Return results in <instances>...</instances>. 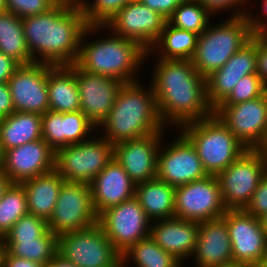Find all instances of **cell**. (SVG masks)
<instances>
[{
  "mask_svg": "<svg viewBox=\"0 0 267 267\" xmlns=\"http://www.w3.org/2000/svg\"><path fill=\"white\" fill-rule=\"evenodd\" d=\"M151 78L158 110L164 125L177 128L214 113L207 100L206 78L192 60L158 59Z\"/></svg>",
  "mask_w": 267,
  "mask_h": 267,
  "instance_id": "6da1fadb",
  "label": "cell"
},
{
  "mask_svg": "<svg viewBox=\"0 0 267 267\" xmlns=\"http://www.w3.org/2000/svg\"><path fill=\"white\" fill-rule=\"evenodd\" d=\"M22 23L34 62L54 66L76 63L88 26L78 2L63 0L48 13L23 17Z\"/></svg>",
  "mask_w": 267,
  "mask_h": 267,
  "instance_id": "7a4b0ae2",
  "label": "cell"
},
{
  "mask_svg": "<svg viewBox=\"0 0 267 267\" xmlns=\"http://www.w3.org/2000/svg\"><path fill=\"white\" fill-rule=\"evenodd\" d=\"M149 87L146 90L138 81L122 85L109 115L99 125L107 142L114 145L164 132L157 99L153 87Z\"/></svg>",
  "mask_w": 267,
  "mask_h": 267,
  "instance_id": "3957f363",
  "label": "cell"
},
{
  "mask_svg": "<svg viewBox=\"0 0 267 267\" xmlns=\"http://www.w3.org/2000/svg\"><path fill=\"white\" fill-rule=\"evenodd\" d=\"M102 28V29H101ZM105 25H88L80 41L79 56L76 65L92 74L105 75L120 80L122 83L136 82L134 75L139 66L150 54L140 43L126 39L115 33L109 37L92 40L84 44L85 37L100 29L105 30ZM136 77V78H135Z\"/></svg>",
  "mask_w": 267,
  "mask_h": 267,
  "instance_id": "277c9868",
  "label": "cell"
},
{
  "mask_svg": "<svg viewBox=\"0 0 267 267\" xmlns=\"http://www.w3.org/2000/svg\"><path fill=\"white\" fill-rule=\"evenodd\" d=\"M180 128L208 175L217 176L248 150L215 113Z\"/></svg>",
  "mask_w": 267,
  "mask_h": 267,
  "instance_id": "5b68a950",
  "label": "cell"
},
{
  "mask_svg": "<svg viewBox=\"0 0 267 267\" xmlns=\"http://www.w3.org/2000/svg\"><path fill=\"white\" fill-rule=\"evenodd\" d=\"M253 38L246 15L231 16L216 26H208L199 37L192 58L195 69L203 77L220 69L236 52Z\"/></svg>",
  "mask_w": 267,
  "mask_h": 267,
  "instance_id": "8992f818",
  "label": "cell"
},
{
  "mask_svg": "<svg viewBox=\"0 0 267 267\" xmlns=\"http://www.w3.org/2000/svg\"><path fill=\"white\" fill-rule=\"evenodd\" d=\"M57 253L77 267H122L121 253L98 223L60 235Z\"/></svg>",
  "mask_w": 267,
  "mask_h": 267,
  "instance_id": "52a82bcc",
  "label": "cell"
},
{
  "mask_svg": "<svg viewBox=\"0 0 267 267\" xmlns=\"http://www.w3.org/2000/svg\"><path fill=\"white\" fill-rule=\"evenodd\" d=\"M113 159V145L100 136L59 148L55 171L64 181L90 184Z\"/></svg>",
  "mask_w": 267,
  "mask_h": 267,
  "instance_id": "ba28073f",
  "label": "cell"
},
{
  "mask_svg": "<svg viewBox=\"0 0 267 267\" xmlns=\"http://www.w3.org/2000/svg\"><path fill=\"white\" fill-rule=\"evenodd\" d=\"M267 174V160L248 149L216 177L227 210L245 209L260 181Z\"/></svg>",
  "mask_w": 267,
  "mask_h": 267,
  "instance_id": "9c48e42d",
  "label": "cell"
},
{
  "mask_svg": "<svg viewBox=\"0 0 267 267\" xmlns=\"http://www.w3.org/2000/svg\"><path fill=\"white\" fill-rule=\"evenodd\" d=\"M89 184L65 181L48 227L57 237L91 227L97 223Z\"/></svg>",
  "mask_w": 267,
  "mask_h": 267,
  "instance_id": "30bf717a",
  "label": "cell"
},
{
  "mask_svg": "<svg viewBox=\"0 0 267 267\" xmlns=\"http://www.w3.org/2000/svg\"><path fill=\"white\" fill-rule=\"evenodd\" d=\"M226 211L216 176L208 175L175 188V218L202 222L222 217Z\"/></svg>",
  "mask_w": 267,
  "mask_h": 267,
  "instance_id": "8fae6325",
  "label": "cell"
},
{
  "mask_svg": "<svg viewBox=\"0 0 267 267\" xmlns=\"http://www.w3.org/2000/svg\"><path fill=\"white\" fill-rule=\"evenodd\" d=\"M150 222L136 197L107 208L97 219L107 238L121 254L149 236Z\"/></svg>",
  "mask_w": 267,
  "mask_h": 267,
  "instance_id": "7c38bea8",
  "label": "cell"
},
{
  "mask_svg": "<svg viewBox=\"0 0 267 267\" xmlns=\"http://www.w3.org/2000/svg\"><path fill=\"white\" fill-rule=\"evenodd\" d=\"M214 113L247 149H257L267 131V91L253 100L219 105Z\"/></svg>",
  "mask_w": 267,
  "mask_h": 267,
  "instance_id": "4fadbf2b",
  "label": "cell"
},
{
  "mask_svg": "<svg viewBox=\"0 0 267 267\" xmlns=\"http://www.w3.org/2000/svg\"><path fill=\"white\" fill-rule=\"evenodd\" d=\"M222 217L228 228L233 262L253 267L267 256V234L259 218L244 209L227 210Z\"/></svg>",
  "mask_w": 267,
  "mask_h": 267,
  "instance_id": "5bb4252c",
  "label": "cell"
},
{
  "mask_svg": "<svg viewBox=\"0 0 267 267\" xmlns=\"http://www.w3.org/2000/svg\"><path fill=\"white\" fill-rule=\"evenodd\" d=\"M174 140L166 148L161 142L156 178L176 188L208 176L191 142L181 132Z\"/></svg>",
  "mask_w": 267,
  "mask_h": 267,
  "instance_id": "9a60e30c",
  "label": "cell"
},
{
  "mask_svg": "<svg viewBox=\"0 0 267 267\" xmlns=\"http://www.w3.org/2000/svg\"><path fill=\"white\" fill-rule=\"evenodd\" d=\"M167 22L160 13L140 1H129L105 25L109 31L140 43L150 50Z\"/></svg>",
  "mask_w": 267,
  "mask_h": 267,
  "instance_id": "2e32d148",
  "label": "cell"
},
{
  "mask_svg": "<svg viewBox=\"0 0 267 267\" xmlns=\"http://www.w3.org/2000/svg\"><path fill=\"white\" fill-rule=\"evenodd\" d=\"M51 66L34 62L15 70L7 83L16 112L43 115L49 110L47 76Z\"/></svg>",
  "mask_w": 267,
  "mask_h": 267,
  "instance_id": "e0dca14e",
  "label": "cell"
},
{
  "mask_svg": "<svg viewBox=\"0 0 267 267\" xmlns=\"http://www.w3.org/2000/svg\"><path fill=\"white\" fill-rule=\"evenodd\" d=\"M76 82L80 111L97 128L109 115L124 83L112 77L81 70L77 65Z\"/></svg>",
  "mask_w": 267,
  "mask_h": 267,
  "instance_id": "ac0fdd59",
  "label": "cell"
},
{
  "mask_svg": "<svg viewBox=\"0 0 267 267\" xmlns=\"http://www.w3.org/2000/svg\"><path fill=\"white\" fill-rule=\"evenodd\" d=\"M0 170L12 183H21L55 170V151L43 139L28 142L5 150Z\"/></svg>",
  "mask_w": 267,
  "mask_h": 267,
  "instance_id": "d6986e66",
  "label": "cell"
},
{
  "mask_svg": "<svg viewBox=\"0 0 267 267\" xmlns=\"http://www.w3.org/2000/svg\"><path fill=\"white\" fill-rule=\"evenodd\" d=\"M163 133L157 132L113 145V158L136 184L156 179Z\"/></svg>",
  "mask_w": 267,
  "mask_h": 267,
  "instance_id": "ffe728a7",
  "label": "cell"
},
{
  "mask_svg": "<svg viewBox=\"0 0 267 267\" xmlns=\"http://www.w3.org/2000/svg\"><path fill=\"white\" fill-rule=\"evenodd\" d=\"M254 73H257V36L206 77L207 100L213 110L229 96L240 79Z\"/></svg>",
  "mask_w": 267,
  "mask_h": 267,
  "instance_id": "44dd1931",
  "label": "cell"
},
{
  "mask_svg": "<svg viewBox=\"0 0 267 267\" xmlns=\"http://www.w3.org/2000/svg\"><path fill=\"white\" fill-rule=\"evenodd\" d=\"M97 215L135 197L136 183L113 158L89 184Z\"/></svg>",
  "mask_w": 267,
  "mask_h": 267,
  "instance_id": "7402d4cb",
  "label": "cell"
},
{
  "mask_svg": "<svg viewBox=\"0 0 267 267\" xmlns=\"http://www.w3.org/2000/svg\"><path fill=\"white\" fill-rule=\"evenodd\" d=\"M42 139L56 152L59 148L89 140L95 126L79 110L60 113L48 110L42 115ZM86 138V140H85Z\"/></svg>",
  "mask_w": 267,
  "mask_h": 267,
  "instance_id": "603a6c76",
  "label": "cell"
},
{
  "mask_svg": "<svg viewBox=\"0 0 267 267\" xmlns=\"http://www.w3.org/2000/svg\"><path fill=\"white\" fill-rule=\"evenodd\" d=\"M192 258L197 267H215L233 262L232 245L223 217L199 222Z\"/></svg>",
  "mask_w": 267,
  "mask_h": 267,
  "instance_id": "cb8c5ba5",
  "label": "cell"
},
{
  "mask_svg": "<svg viewBox=\"0 0 267 267\" xmlns=\"http://www.w3.org/2000/svg\"><path fill=\"white\" fill-rule=\"evenodd\" d=\"M149 236L164 251L171 253L178 261L192 257L195 250L199 222L170 218L154 221ZM183 260V261H182Z\"/></svg>",
  "mask_w": 267,
  "mask_h": 267,
  "instance_id": "d4e9b609",
  "label": "cell"
},
{
  "mask_svg": "<svg viewBox=\"0 0 267 267\" xmlns=\"http://www.w3.org/2000/svg\"><path fill=\"white\" fill-rule=\"evenodd\" d=\"M47 88L49 110L60 113L80 110L79 89L76 82V64L52 65L48 69Z\"/></svg>",
  "mask_w": 267,
  "mask_h": 267,
  "instance_id": "484cf974",
  "label": "cell"
},
{
  "mask_svg": "<svg viewBox=\"0 0 267 267\" xmlns=\"http://www.w3.org/2000/svg\"><path fill=\"white\" fill-rule=\"evenodd\" d=\"M64 182L55 170L21 182L26 191L28 214L48 222Z\"/></svg>",
  "mask_w": 267,
  "mask_h": 267,
  "instance_id": "4316f807",
  "label": "cell"
},
{
  "mask_svg": "<svg viewBox=\"0 0 267 267\" xmlns=\"http://www.w3.org/2000/svg\"><path fill=\"white\" fill-rule=\"evenodd\" d=\"M42 115L14 112L0 119V146L2 152L28 142L42 139Z\"/></svg>",
  "mask_w": 267,
  "mask_h": 267,
  "instance_id": "83f0119b",
  "label": "cell"
},
{
  "mask_svg": "<svg viewBox=\"0 0 267 267\" xmlns=\"http://www.w3.org/2000/svg\"><path fill=\"white\" fill-rule=\"evenodd\" d=\"M175 187L159 179L136 184L135 197L153 222L174 217Z\"/></svg>",
  "mask_w": 267,
  "mask_h": 267,
  "instance_id": "f1b7e54d",
  "label": "cell"
},
{
  "mask_svg": "<svg viewBox=\"0 0 267 267\" xmlns=\"http://www.w3.org/2000/svg\"><path fill=\"white\" fill-rule=\"evenodd\" d=\"M199 34L173 27L165 23L163 31L148 52H155L161 48L158 59L164 60H192L198 42ZM154 50V51H152ZM161 54V55H160Z\"/></svg>",
  "mask_w": 267,
  "mask_h": 267,
  "instance_id": "f546056e",
  "label": "cell"
},
{
  "mask_svg": "<svg viewBox=\"0 0 267 267\" xmlns=\"http://www.w3.org/2000/svg\"><path fill=\"white\" fill-rule=\"evenodd\" d=\"M0 52L20 65L34 63L26 45L22 19L7 10L0 12Z\"/></svg>",
  "mask_w": 267,
  "mask_h": 267,
  "instance_id": "4dcf8cb0",
  "label": "cell"
},
{
  "mask_svg": "<svg viewBox=\"0 0 267 267\" xmlns=\"http://www.w3.org/2000/svg\"><path fill=\"white\" fill-rule=\"evenodd\" d=\"M4 250L11 256L47 265L57 254L58 237L48 229L34 240H4Z\"/></svg>",
  "mask_w": 267,
  "mask_h": 267,
  "instance_id": "1f68e13d",
  "label": "cell"
},
{
  "mask_svg": "<svg viewBox=\"0 0 267 267\" xmlns=\"http://www.w3.org/2000/svg\"><path fill=\"white\" fill-rule=\"evenodd\" d=\"M122 267L131 259L136 267H182L171 253L164 251L148 236L130 246L121 254Z\"/></svg>",
  "mask_w": 267,
  "mask_h": 267,
  "instance_id": "d6a6232c",
  "label": "cell"
},
{
  "mask_svg": "<svg viewBox=\"0 0 267 267\" xmlns=\"http://www.w3.org/2000/svg\"><path fill=\"white\" fill-rule=\"evenodd\" d=\"M28 214L26 191L21 183H11L0 200V236H4L12 226Z\"/></svg>",
  "mask_w": 267,
  "mask_h": 267,
  "instance_id": "836d02e7",
  "label": "cell"
},
{
  "mask_svg": "<svg viewBox=\"0 0 267 267\" xmlns=\"http://www.w3.org/2000/svg\"><path fill=\"white\" fill-rule=\"evenodd\" d=\"M211 15L198 0H183L167 22L173 27L200 35L210 25Z\"/></svg>",
  "mask_w": 267,
  "mask_h": 267,
  "instance_id": "e575fe53",
  "label": "cell"
},
{
  "mask_svg": "<svg viewBox=\"0 0 267 267\" xmlns=\"http://www.w3.org/2000/svg\"><path fill=\"white\" fill-rule=\"evenodd\" d=\"M87 1L78 2L87 25H106L129 2V0H93L92 3Z\"/></svg>",
  "mask_w": 267,
  "mask_h": 267,
  "instance_id": "d590c367",
  "label": "cell"
},
{
  "mask_svg": "<svg viewBox=\"0 0 267 267\" xmlns=\"http://www.w3.org/2000/svg\"><path fill=\"white\" fill-rule=\"evenodd\" d=\"M266 91L267 87L259 75L257 73L249 74L239 80L229 96L220 105H233L253 100L262 96Z\"/></svg>",
  "mask_w": 267,
  "mask_h": 267,
  "instance_id": "8d00e7d4",
  "label": "cell"
},
{
  "mask_svg": "<svg viewBox=\"0 0 267 267\" xmlns=\"http://www.w3.org/2000/svg\"><path fill=\"white\" fill-rule=\"evenodd\" d=\"M48 222L35 215L21 217L4 236V240H34L41 237L47 230Z\"/></svg>",
  "mask_w": 267,
  "mask_h": 267,
  "instance_id": "74e56055",
  "label": "cell"
},
{
  "mask_svg": "<svg viewBox=\"0 0 267 267\" xmlns=\"http://www.w3.org/2000/svg\"><path fill=\"white\" fill-rule=\"evenodd\" d=\"M63 0H5L6 10L19 18L48 13Z\"/></svg>",
  "mask_w": 267,
  "mask_h": 267,
  "instance_id": "f35d334b",
  "label": "cell"
},
{
  "mask_svg": "<svg viewBox=\"0 0 267 267\" xmlns=\"http://www.w3.org/2000/svg\"><path fill=\"white\" fill-rule=\"evenodd\" d=\"M244 210L259 219L267 213V174L260 181Z\"/></svg>",
  "mask_w": 267,
  "mask_h": 267,
  "instance_id": "ab89813d",
  "label": "cell"
},
{
  "mask_svg": "<svg viewBox=\"0 0 267 267\" xmlns=\"http://www.w3.org/2000/svg\"><path fill=\"white\" fill-rule=\"evenodd\" d=\"M212 15L217 12H223L224 9L228 11V8H238L236 13L231 14V16L246 15L247 11L242 10L241 6H245V0H198ZM240 11H239V7ZM241 5V6H240ZM238 12V13H237Z\"/></svg>",
  "mask_w": 267,
  "mask_h": 267,
  "instance_id": "60d3db41",
  "label": "cell"
},
{
  "mask_svg": "<svg viewBox=\"0 0 267 267\" xmlns=\"http://www.w3.org/2000/svg\"><path fill=\"white\" fill-rule=\"evenodd\" d=\"M257 74L267 87V35L257 36Z\"/></svg>",
  "mask_w": 267,
  "mask_h": 267,
  "instance_id": "b9f144b4",
  "label": "cell"
},
{
  "mask_svg": "<svg viewBox=\"0 0 267 267\" xmlns=\"http://www.w3.org/2000/svg\"><path fill=\"white\" fill-rule=\"evenodd\" d=\"M145 6L160 13L168 19L183 0H139Z\"/></svg>",
  "mask_w": 267,
  "mask_h": 267,
  "instance_id": "7bdbcfd3",
  "label": "cell"
},
{
  "mask_svg": "<svg viewBox=\"0 0 267 267\" xmlns=\"http://www.w3.org/2000/svg\"><path fill=\"white\" fill-rule=\"evenodd\" d=\"M15 112L8 83H0V119Z\"/></svg>",
  "mask_w": 267,
  "mask_h": 267,
  "instance_id": "ee69618b",
  "label": "cell"
},
{
  "mask_svg": "<svg viewBox=\"0 0 267 267\" xmlns=\"http://www.w3.org/2000/svg\"><path fill=\"white\" fill-rule=\"evenodd\" d=\"M19 66L13 58L0 52V83H7Z\"/></svg>",
  "mask_w": 267,
  "mask_h": 267,
  "instance_id": "f6af8a7d",
  "label": "cell"
},
{
  "mask_svg": "<svg viewBox=\"0 0 267 267\" xmlns=\"http://www.w3.org/2000/svg\"><path fill=\"white\" fill-rule=\"evenodd\" d=\"M262 1H263L262 3L263 12L262 13H264L265 16H267V0H262ZM247 16L250 21L251 32L253 36L267 35V22H266L267 20L265 21L263 20V18L259 20L260 17L257 18V16L255 17L251 13H247Z\"/></svg>",
  "mask_w": 267,
  "mask_h": 267,
  "instance_id": "bcb514c9",
  "label": "cell"
},
{
  "mask_svg": "<svg viewBox=\"0 0 267 267\" xmlns=\"http://www.w3.org/2000/svg\"><path fill=\"white\" fill-rule=\"evenodd\" d=\"M2 263L5 267H47L46 264L11 256L6 250L2 254Z\"/></svg>",
  "mask_w": 267,
  "mask_h": 267,
  "instance_id": "7dc6e473",
  "label": "cell"
},
{
  "mask_svg": "<svg viewBox=\"0 0 267 267\" xmlns=\"http://www.w3.org/2000/svg\"><path fill=\"white\" fill-rule=\"evenodd\" d=\"M47 267H77L70 263L68 260L64 259L58 253L53 257V259L47 264Z\"/></svg>",
  "mask_w": 267,
  "mask_h": 267,
  "instance_id": "c3c4849f",
  "label": "cell"
},
{
  "mask_svg": "<svg viewBox=\"0 0 267 267\" xmlns=\"http://www.w3.org/2000/svg\"><path fill=\"white\" fill-rule=\"evenodd\" d=\"M11 183L10 179L0 170V200Z\"/></svg>",
  "mask_w": 267,
  "mask_h": 267,
  "instance_id": "681fc988",
  "label": "cell"
},
{
  "mask_svg": "<svg viewBox=\"0 0 267 267\" xmlns=\"http://www.w3.org/2000/svg\"><path fill=\"white\" fill-rule=\"evenodd\" d=\"M256 150L267 160V131L262 143Z\"/></svg>",
  "mask_w": 267,
  "mask_h": 267,
  "instance_id": "f907efd6",
  "label": "cell"
},
{
  "mask_svg": "<svg viewBox=\"0 0 267 267\" xmlns=\"http://www.w3.org/2000/svg\"><path fill=\"white\" fill-rule=\"evenodd\" d=\"M215 267H252V266L245 264V263L231 262V263H227V264H224L221 266H215Z\"/></svg>",
  "mask_w": 267,
  "mask_h": 267,
  "instance_id": "816d5d0a",
  "label": "cell"
},
{
  "mask_svg": "<svg viewBox=\"0 0 267 267\" xmlns=\"http://www.w3.org/2000/svg\"><path fill=\"white\" fill-rule=\"evenodd\" d=\"M260 220H261V223H262V227H263V229L265 230V232L267 234V213L264 216H262L260 218Z\"/></svg>",
  "mask_w": 267,
  "mask_h": 267,
  "instance_id": "f5cc1de1",
  "label": "cell"
},
{
  "mask_svg": "<svg viewBox=\"0 0 267 267\" xmlns=\"http://www.w3.org/2000/svg\"><path fill=\"white\" fill-rule=\"evenodd\" d=\"M3 252H4V238L0 236V264L2 263Z\"/></svg>",
  "mask_w": 267,
  "mask_h": 267,
  "instance_id": "db71d44e",
  "label": "cell"
},
{
  "mask_svg": "<svg viewBox=\"0 0 267 267\" xmlns=\"http://www.w3.org/2000/svg\"><path fill=\"white\" fill-rule=\"evenodd\" d=\"M253 267H267V256L260 262L256 263Z\"/></svg>",
  "mask_w": 267,
  "mask_h": 267,
  "instance_id": "11a10c76",
  "label": "cell"
},
{
  "mask_svg": "<svg viewBox=\"0 0 267 267\" xmlns=\"http://www.w3.org/2000/svg\"><path fill=\"white\" fill-rule=\"evenodd\" d=\"M5 10H6L5 0H0V12H3Z\"/></svg>",
  "mask_w": 267,
  "mask_h": 267,
  "instance_id": "9f6ffc18",
  "label": "cell"
},
{
  "mask_svg": "<svg viewBox=\"0 0 267 267\" xmlns=\"http://www.w3.org/2000/svg\"><path fill=\"white\" fill-rule=\"evenodd\" d=\"M2 162H3V152H2L1 146H0V169H1V166H2Z\"/></svg>",
  "mask_w": 267,
  "mask_h": 267,
  "instance_id": "6f0895ef",
  "label": "cell"
},
{
  "mask_svg": "<svg viewBox=\"0 0 267 267\" xmlns=\"http://www.w3.org/2000/svg\"><path fill=\"white\" fill-rule=\"evenodd\" d=\"M69 1L79 2L80 0H69Z\"/></svg>",
  "mask_w": 267,
  "mask_h": 267,
  "instance_id": "680465c9",
  "label": "cell"
}]
</instances>
